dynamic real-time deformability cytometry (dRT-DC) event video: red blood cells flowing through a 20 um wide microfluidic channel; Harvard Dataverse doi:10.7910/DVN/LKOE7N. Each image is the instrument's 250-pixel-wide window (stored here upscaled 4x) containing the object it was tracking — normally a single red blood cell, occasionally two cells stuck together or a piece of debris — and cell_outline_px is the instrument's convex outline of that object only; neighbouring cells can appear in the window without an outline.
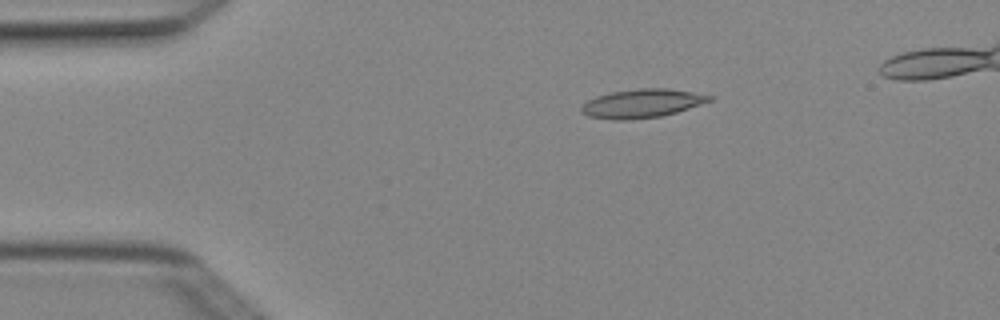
{"species": "Egyptian fruit bat (a non-hibernating species)", "species_latin": "Rousettus aegyptiacus", "temperature_condition": "cold", "stored_images_in_passage": 4, "camera_frame_rate_fps": 3000, "um_per_image_px": 0.085, "animal": {"sex": "female"}, "frame": {"image": 1, "passage_image": 2, "time_ms": 0.333, "image_size_px": [1000, 320], "cell_outline_px": [[712, 100], [676, 112], [660, 116], [624, 120], [612, 120], [588, 116], [580, 112], [580, 108], [588, 100], [596, 96], [612, 92], [640, 88], [668, 88], [692, 92], [712, 96]], "centroid_in_image_um": [54.52, 8.79], "position_along_channel_um": 30.5, "area_um2": 21.15}}